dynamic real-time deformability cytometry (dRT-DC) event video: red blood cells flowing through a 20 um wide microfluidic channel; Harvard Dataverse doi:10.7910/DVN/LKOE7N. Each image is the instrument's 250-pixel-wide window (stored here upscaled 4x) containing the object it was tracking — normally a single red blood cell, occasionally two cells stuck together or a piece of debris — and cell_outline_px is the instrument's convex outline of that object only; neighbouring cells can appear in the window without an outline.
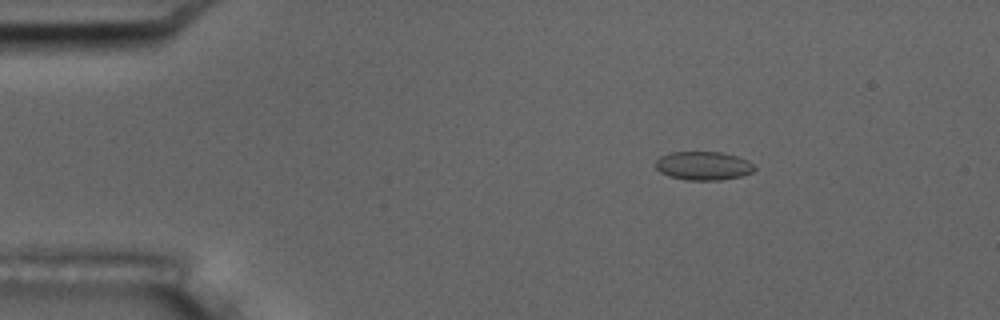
{"species": "common noctule bat (a hibernating species)", "species_latin": "Nyctalus noctula", "temperature_condition": "room temperature", "stored_images_in_passage": 55, "camera_frame_rate_fps": 3000, "um_per_image_px": 0.085, "animal": {"sex": "male", "body_mass_g": 17.5, "forearm_length_mm": 52.3}, "frame": {"image": 1, "passage_image": 8, "time_ms": 2.333, "image_size_px": [1000, 320], "cell_outline_px": [[756, 168], [752, 172], [740, 176], [720, 180], [684, 180], [668, 176], [660, 172], [656, 168], [656, 160], [660, 156], [668, 152], [720, 152], [736, 156], [748, 160]], "centroid_in_image_um": [59.75, 14.09], "position_along_channel_um": 25.2, "area_um2": 16.53}}
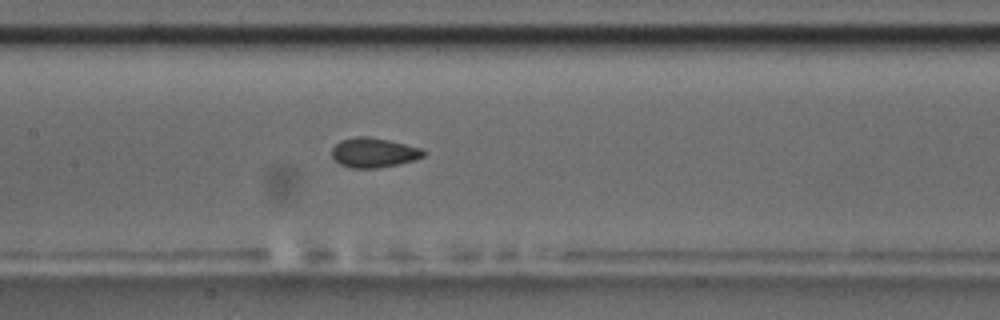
{"frame": {"image": 2, "passage_image": 26, "time_ms": 8.333, "image_size_px": [1000, 320], "cell_outline_px": [[428, 152], [424, 156], [400, 164], [376, 168], [352, 168], [340, 164], [332, 156], [332, 148], [340, 140], [356, 136], [368, 136], [388, 140], [424, 148]], "centroid_in_image_um": [31.8, 12.96], "position_along_channel_um": 175.6, "area_um2": 15.95}}
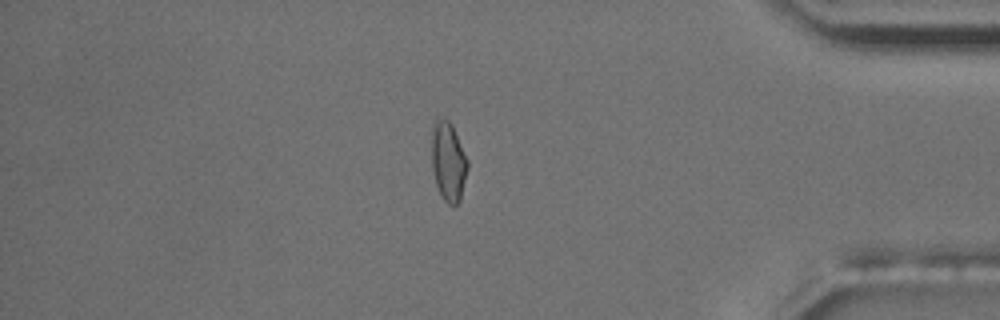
{"frame": {"image": 3, "passage_image": 47, "time_ms": 15.333, "image_size_px": [1000, 320], "cell_outline_px": [[468, 168], [460, 200], [452, 208], [444, 200], [436, 184], [432, 168], [432, 124], [436, 116], [448, 120], [452, 124], [468, 160]], "centroid_in_image_um": [38.1, 13.7], "position_along_channel_um": 397.1, "area_um2": 16.76}, "authors_computed_cell_mechanics": {"area_um2": 16.1262, "velocity_mm_per_s": 3.6176, "shape_relaxation_time_tau1_ms": 4.7043, "shape_relaxation_time_tau2_ms": 1.5271, "deformation_change_tau1": 0.1141, "deformation_change_tau2": 0.0632}}